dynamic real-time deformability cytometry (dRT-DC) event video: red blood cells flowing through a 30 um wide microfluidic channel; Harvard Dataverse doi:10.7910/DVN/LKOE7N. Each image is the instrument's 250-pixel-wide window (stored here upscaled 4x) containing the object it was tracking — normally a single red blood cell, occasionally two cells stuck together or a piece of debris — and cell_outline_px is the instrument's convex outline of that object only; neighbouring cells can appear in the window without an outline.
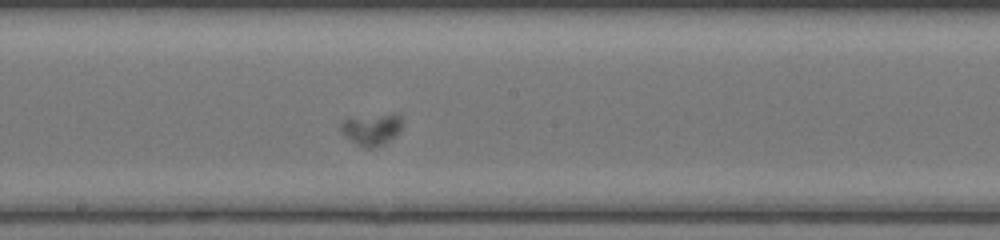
{"species": "common noctule bat (a hibernating species)", "species_latin": "Nyctalus noctula", "temperature_condition": "room temperature", "stored_images_in_passage": 43, "camera_frame_rate_fps": 3000, "um_per_image_px": 0.085, "animal": {"sex": "female", "body_mass_g": 20.0, "forearm_length_mm": 54.0}, "frame": {"image": 1, "passage_image": 19, "time_ms": 6.0, "image_size_px": [1000, 240], "cell_outline_px": [[400, 132], [396, 136], [384, 144], [372, 148], [364, 148], [356, 144], [340, 128], [340, 124], [344, 120], [400, 112]], "centroid_in_image_um": [31.66, 11.01], "position_along_channel_um": 216.5, "area_um2": 10.92}}
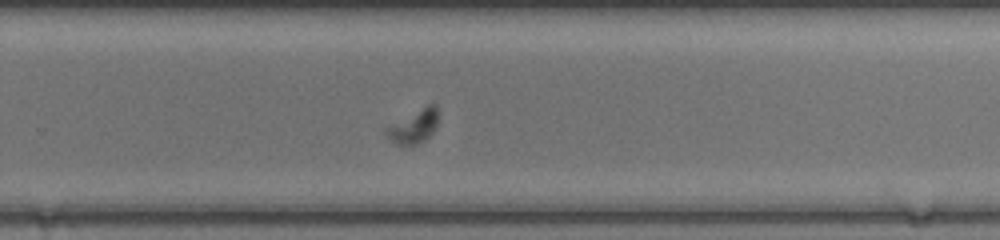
{"frame": {"image": 2, "passage_image": 25, "time_ms": 8.0, "image_size_px": [1000, 240], "cell_outline_px": [[436, 124], [432, 132], [424, 140], [408, 148], [396, 144], [384, 132], [384, 128], [432, 100], [436, 104]], "centroid_in_image_um": [35.15, 10.72], "position_along_channel_um": 294.7, "area_um2": 10.35}}